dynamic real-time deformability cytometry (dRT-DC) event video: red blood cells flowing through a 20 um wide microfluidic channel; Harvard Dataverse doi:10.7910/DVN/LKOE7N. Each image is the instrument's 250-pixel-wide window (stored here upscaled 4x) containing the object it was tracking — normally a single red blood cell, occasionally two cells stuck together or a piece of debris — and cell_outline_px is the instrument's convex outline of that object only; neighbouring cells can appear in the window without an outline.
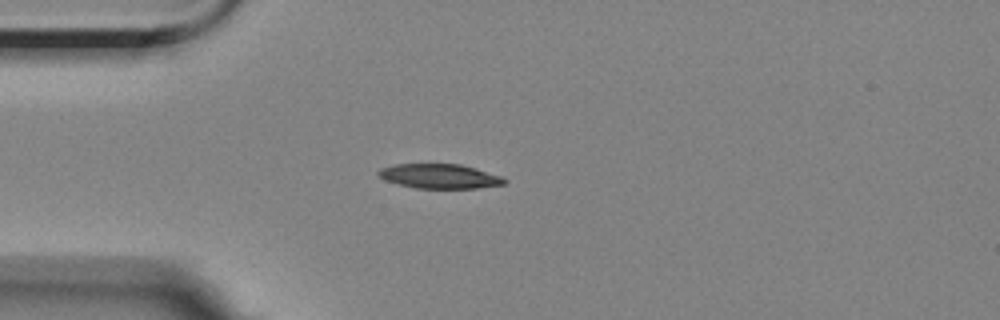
{"species": "Egyptian fruit bat (a non-hibernating species)", "species_latin": "Rousettus aegyptiacus", "temperature_condition": "room temperature", "stored_images_in_passage": 43, "camera_frame_rate_fps": 3000, "um_per_image_px": 0.085, "animal": {"sex": "female"}, "frame": {"image": 1, "passage_image": 1, "time_ms": 0.0, "image_size_px": [1000, 320], "cell_outline_px": [[508, 180], [504, 184], [476, 188], [416, 188], [384, 180], [376, 176], [376, 172], [380, 168], [396, 164], [460, 164], [476, 168], [500, 176]], "centroid_in_image_um": [37.32, 14.97], "position_along_channel_um": 47.7, "area_um2": 17.98}}
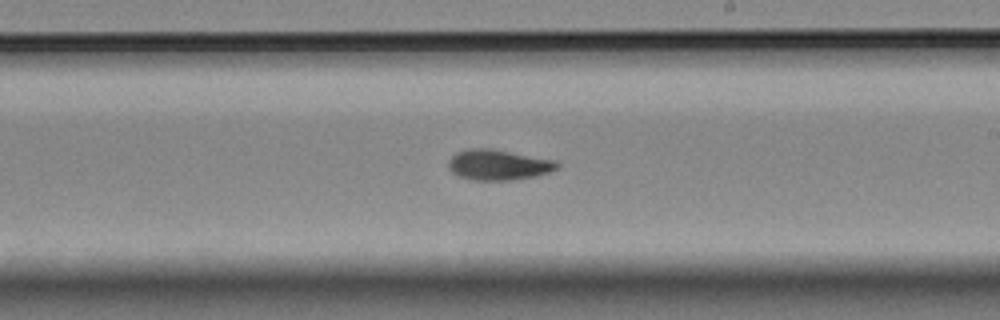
{"frame": {"image": 2, "passage_image": 19, "time_ms": 6.0, "image_size_px": [1000, 320], "cell_outline_px": [[560, 164], [556, 168], [548, 172], [536, 176], [512, 180], [472, 180], [460, 176], [452, 172], [448, 168], [448, 160], [456, 152], [468, 148], [492, 148], [556, 160]], "centroid_in_image_um": [42.34, 14.0], "position_along_channel_um": 246.7, "area_um2": 19.42}}
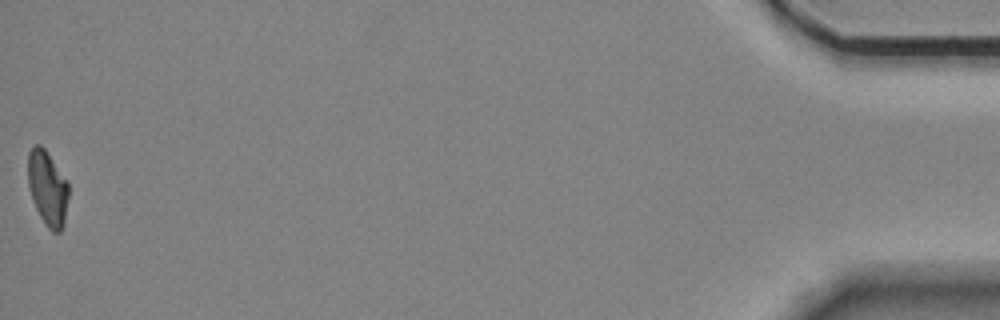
{"frame": {"image": 3, "passage_image": 43, "time_ms": 14.0, "image_size_px": [1000, 320], "cell_outline_px": [[68, 196], [64, 224], [60, 232], [52, 232], [48, 228], [40, 216], [32, 200], [28, 184], [28, 152], [36, 144], [40, 144], [44, 148], [68, 180]], "centroid_in_image_um": [4.05, 15.99], "position_along_channel_um": 431.2, "area_um2": 17.74}, "authors_computed_cell_mechanics": {"area_um2": 18.5538, "velocity_mm_per_s": 3.5146, "shape_relaxation_time_tau1_ms": 6.7709, "shape_relaxation_time_tau2_ms": 8.0945, "deformation_change_tau1": 0.1611, "deformation_change_tau2": 0.132}}